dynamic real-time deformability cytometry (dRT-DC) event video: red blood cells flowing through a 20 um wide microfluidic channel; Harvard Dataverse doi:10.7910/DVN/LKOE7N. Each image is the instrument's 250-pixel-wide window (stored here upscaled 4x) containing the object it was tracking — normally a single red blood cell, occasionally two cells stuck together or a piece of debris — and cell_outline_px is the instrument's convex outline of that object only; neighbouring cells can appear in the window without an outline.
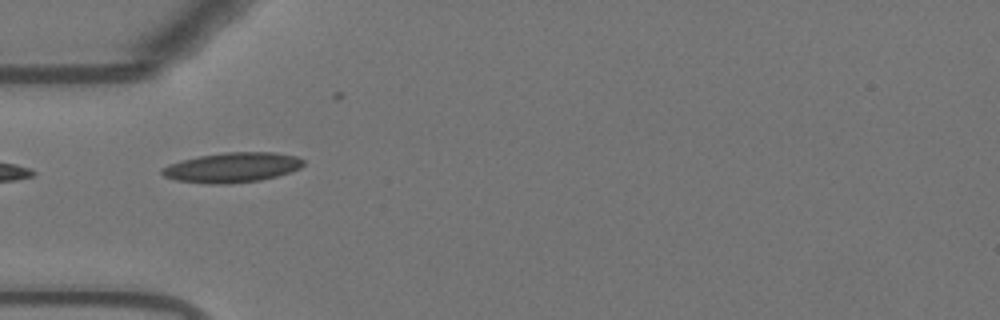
{"species": "Egyptian fruit bat (a non-hibernating species)", "species_latin": "Rousettus aegyptiacus", "temperature_condition": "warm", "stored_images_in_passage": 8, "camera_frame_rate_fps": 3000, "um_per_image_px": 0.085, "animal": {"sex": "female"}, "frame": {"image": 1, "passage_image": 1, "time_ms": 0.0, "image_size_px": [1000, 320], "cell_outline_px": [[304, 164], [300, 168], [276, 176], [260, 180], [224, 184], [212, 184], [176, 180], [164, 176], [160, 172], [160, 168], [168, 164], [180, 160], [200, 156], [224, 152], [272, 152], [296, 156], [304, 160]], "centroid_in_image_um": [19.7, 14.23], "position_along_channel_um": 65.3, "area_um2": 24.57}}
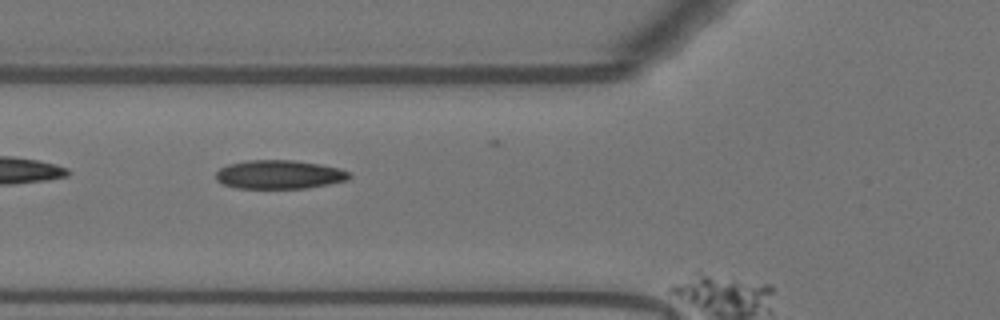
{"frame": {"image": 2, "passage_image": 4, "time_ms": 1.0, "image_size_px": [1000, 320], "cell_outline_px": [[352, 176], [348, 180], [308, 188], [236, 188], [224, 184], [216, 180], [216, 172], [220, 168], [228, 164], [248, 160], [292, 160], [320, 164], [340, 168], [348, 172]], "centroid_in_image_um": [23.74, 14.83], "position_along_channel_um": 102.1, "area_um2": 22.37}}